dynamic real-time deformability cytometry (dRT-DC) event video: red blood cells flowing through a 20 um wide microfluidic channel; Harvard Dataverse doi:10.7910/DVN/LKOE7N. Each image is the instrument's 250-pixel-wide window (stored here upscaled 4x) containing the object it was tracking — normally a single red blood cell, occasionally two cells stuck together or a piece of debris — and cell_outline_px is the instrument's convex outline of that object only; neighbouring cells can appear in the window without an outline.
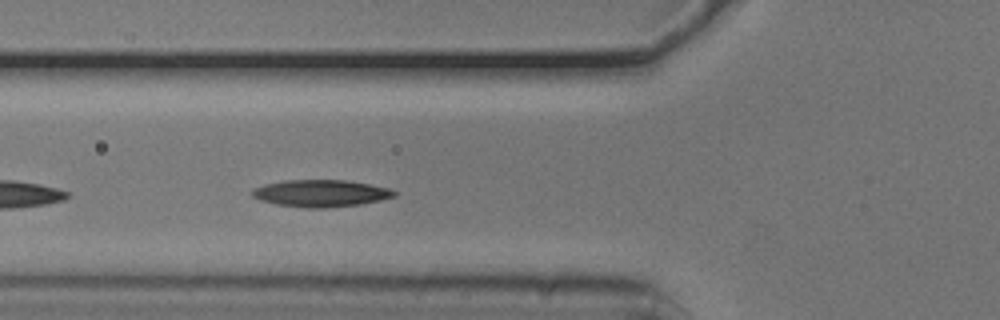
{"species": "common noctule bat (a hibernating species)", "species_latin": "Nyctalus noctula", "temperature_condition": "cold", "stored_images_in_passage": 31, "camera_frame_rate_fps": 3000, "um_per_image_px": 0.085, "animal": {"sex": "male", "body_mass_g": 20.5, "forearm_length_mm": 52.5}, "frame": {"image": 1, "passage_image": 5, "time_ms": 1.333, "image_size_px": [1000, 320], "cell_outline_px": [[396, 196], [380, 200], [360, 204], [324, 208], [308, 208], [276, 204], [260, 200], [252, 196], [252, 188], [264, 184], [284, 180], [348, 180], [388, 188], [396, 192]], "centroid_in_image_um": [27.24, 16.42], "position_along_channel_um": 98.6, "area_um2": 22.31}, "authors_computed_cell_mechanics": {"area_um2": 20.9236, "velocity_mm_per_s": 3.7472, "shape_relaxation_time_tau1_ms": 7.9262, "shape_relaxation_time_tau2_ms": null, "deformation_change_tau1": 0.1608, "deformation_change_tau2": null}}